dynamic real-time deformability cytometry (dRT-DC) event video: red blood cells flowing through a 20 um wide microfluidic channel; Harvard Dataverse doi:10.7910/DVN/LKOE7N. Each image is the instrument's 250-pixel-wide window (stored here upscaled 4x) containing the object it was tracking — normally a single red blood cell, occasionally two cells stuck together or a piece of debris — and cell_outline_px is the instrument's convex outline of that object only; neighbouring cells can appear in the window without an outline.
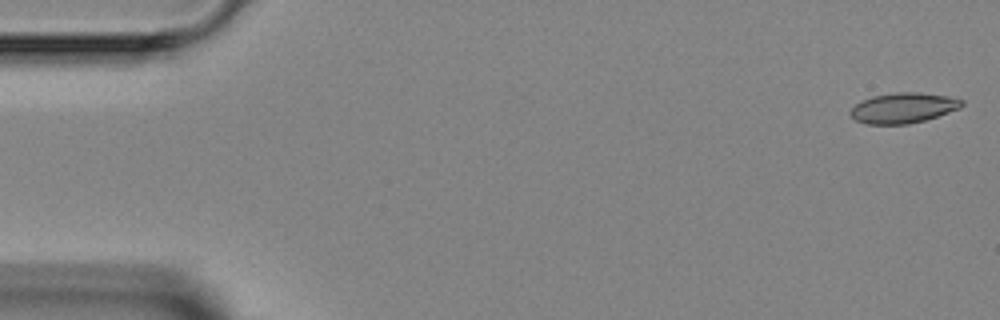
{"species": "Egyptian fruit bat (a non-hibernating species)", "species_latin": "Rousettus aegyptiacus", "temperature_condition": "room temperature", "stored_images_in_passage": 6, "camera_frame_rate_fps": 3000, "um_per_image_px": 0.085, "animal": {"sex": "female"}, "frame": {"image": 1, "passage_image": 1, "time_ms": 0.0, "image_size_px": [1000, 320], "cell_outline_px": [[964, 104], [960, 108], [924, 120], [908, 124], [868, 124], [856, 120], [848, 112], [856, 104], [872, 96], [896, 92], [920, 92], [948, 96], [964, 100]], "centroid_in_image_um": [76.79, 9.16], "position_along_channel_um": 8.2, "area_um2": 19.54}}
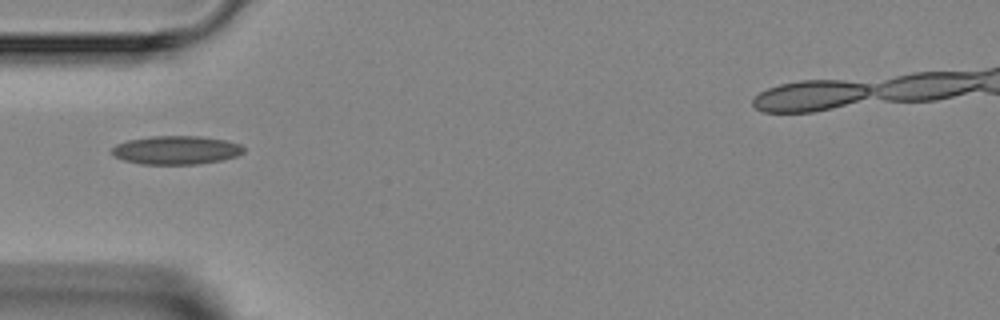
{"frame": {"image": 2, "passage_image": 5, "time_ms": 4.667, "image_size_px": [1000, 320], "cell_outline_px": [[244, 152], [236, 156], [220, 160], [196, 164], [140, 164], [124, 160], [112, 156], [108, 152], [116, 144], [128, 140], [152, 136], [200, 136], [224, 140], [240, 144], [244, 148]], "centroid_in_image_um": [14.92, 12.76], "position_along_channel_um": 70.1, "area_um2": 21.96}}
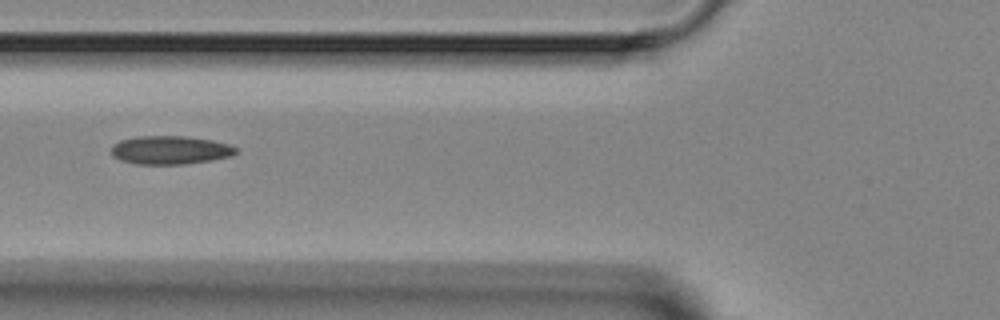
{"frame": {"image": 3, "passage_image": 6, "time_ms": 5.667, "image_size_px": [1000, 320], "cell_outline_px": [[236, 152], [232, 156], [212, 160], [184, 164], [136, 164], [120, 160], [112, 156], [112, 144], [120, 140], [136, 136], [184, 136], [212, 140], [232, 144], [236, 148]], "centroid_in_image_um": [14.46, 12.75], "position_along_channel_um": 111.3, "area_um2": 20.81}}